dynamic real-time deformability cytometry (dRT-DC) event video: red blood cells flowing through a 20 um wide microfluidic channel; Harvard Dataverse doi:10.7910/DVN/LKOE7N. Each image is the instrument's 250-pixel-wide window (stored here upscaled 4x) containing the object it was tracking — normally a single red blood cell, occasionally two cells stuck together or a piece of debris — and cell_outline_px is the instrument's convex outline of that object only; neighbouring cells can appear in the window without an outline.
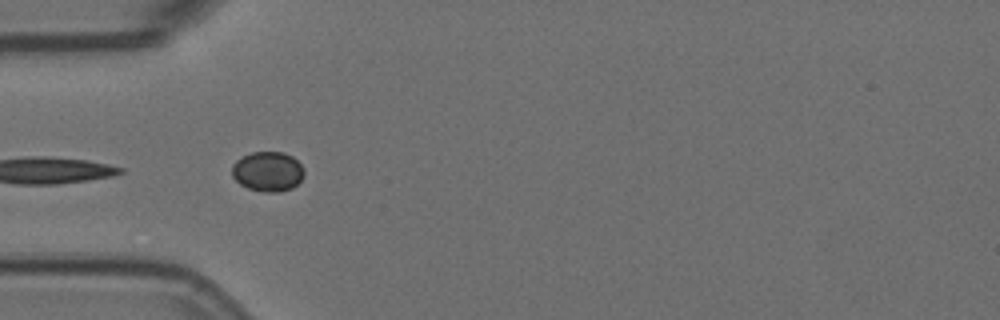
{"species": "Egyptian fruit bat (a non-hibernating species)", "species_latin": "Rousettus aegyptiacus", "temperature_condition": "room temperature", "stored_images_in_passage": 29, "camera_frame_rate_fps": 3000, "um_per_image_px": 0.085, "animal": {"sex": "female"}, "frame": {"image": 1, "passage_image": 1, "time_ms": 0.0, "image_size_px": [1000, 320], "cell_outline_px": [[304, 176], [292, 188], [280, 192], [264, 192], [248, 188], [240, 184], [232, 176], [232, 164], [236, 160], [252, 152], [284, 152], [292, 156], [304, 168]], "centroid_in_image_um": [22.76, 14.58], "position_along_channel_um": 62.2, "area_um2": 16.76}, "authors_computed_cell_mechanics": {"area_um2": 20.9236, "velocity_mm_per_s": 3.5809, "shape_relaxation_time_tau1_ms": null, "shape_relaxation_time_tau2_ms": 2.7654, "deformation_change_tau1": null, "deformation_change_tau2": 0.0922}}